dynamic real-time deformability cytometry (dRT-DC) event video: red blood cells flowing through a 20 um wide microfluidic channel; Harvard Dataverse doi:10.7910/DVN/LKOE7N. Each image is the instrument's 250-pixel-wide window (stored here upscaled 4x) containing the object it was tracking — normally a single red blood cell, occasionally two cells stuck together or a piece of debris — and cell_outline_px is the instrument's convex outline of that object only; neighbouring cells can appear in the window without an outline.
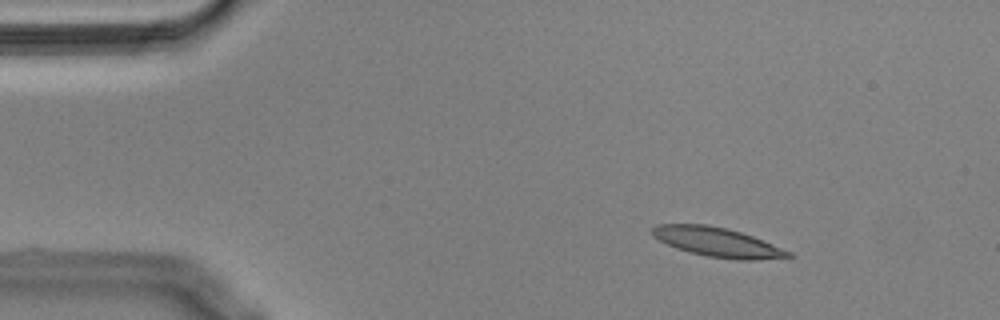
{"species": "Egyptian fruit bat (a non-hibernating species)", "species_latin": "Rousettus aegyptiacus", "temperature_condition": "cold", "stored_images_in_passage": 55, "camera_frame_rate_fps": 3000, "um_per_image_px": 0.085, "animal": {"sex": "male"}, "frame": {"image": 1, "passage_image": 7, "time_ms": 2.0, "image_size_px": [1000, 320], "cell_outline_px": [[792, 256], [756, 260], [736, 260], [708, 256], [688, 252], [676, 248], [652, 236], [652, 228], [656, 224], [704, 224], [728, 228], [752, 236], [792, 252]], "centroid_in_image_um": [60.95, 20.58], "position_along_channel_um": 24.0, "area_um2": 23.06}}
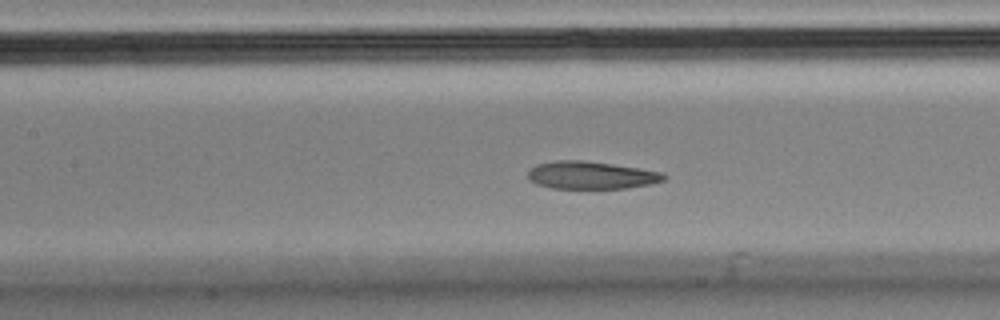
{"frame": {"image": 2, "passage_image": 24, "time_ms": 7.667, "image_size_px": [1000, 320], "cell_outline_px": [[668, 176], [664, 180], [652, 184], [628, 188], [552, 188], [536, 184], [528, 180], [528, 168], [536, 164], [556, 160], [580, 160], [612, 164], [664, 172]], "centroid_in_image_um": [50.24, 14.89], "position_along_channel_um": 157.2, "area_um2": 22.08}}
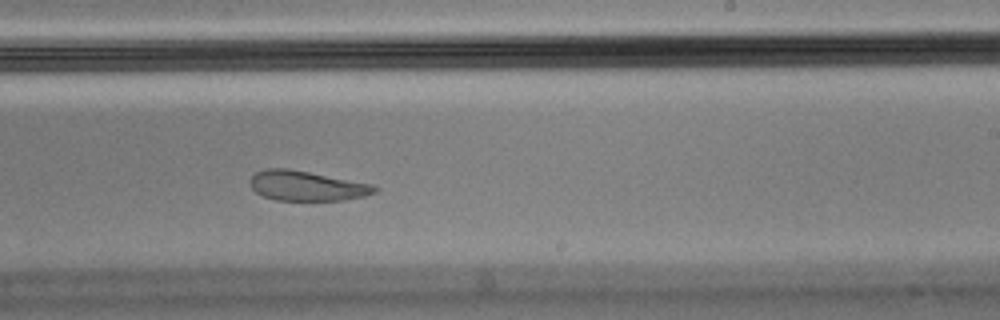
{"frame": {"image": 3, "passage_image": 33, "time_ms": 10.667, "image_size_px": [1000, 320], "cell_outline_px": [[380, 188], [376, 192], [364, 196], [344, 200], [276, 200], [264, 196], [256, 192], [252, 188], [248, 180], [256, 172], [264, 168], [288, 168], [372, 184]], "centroid_in_image_um": [26.06, 15.79], "position_along_channel_um": 262.9, "area_um2": 21.68}, "authors_computed_cell_mechanics": {"area_um2": 23.2934, "velocity_mm_per_s": 3.5393, "shape_relaxation_time_tau1_ms": null, "shape_relaxation_time_tau2_ms": 2.1086, "deformation_change_tau1": null, "deformation_change_tau2": 0.0844}}